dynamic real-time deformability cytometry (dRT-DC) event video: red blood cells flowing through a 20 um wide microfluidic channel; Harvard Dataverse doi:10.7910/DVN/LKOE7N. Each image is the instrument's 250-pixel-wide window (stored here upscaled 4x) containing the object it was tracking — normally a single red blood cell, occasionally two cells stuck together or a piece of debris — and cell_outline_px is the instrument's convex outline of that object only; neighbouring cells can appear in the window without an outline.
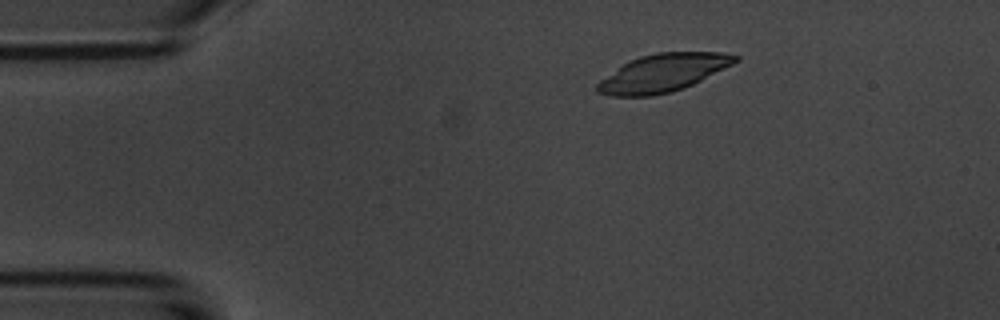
{"species": "common noctule bat (a hibernating species)", "species_latin": "Nyctalus noctula", "temperature_condition": "room temperature", "stored_images_in_passage": 4, "camera_frame_rate_fps": 3000, "um_per_image_px": 0.085, "animal": {"sex": "male", "body_mass_g": 20.1, "forearm_length_mm": 53.5}, "frame": {"image": 1, "passage_image": 2, "time_ms": 2.0, "image_size_px": [1000, 320], "cell_outline_px": [[740, 60], [692, 84], [672, 92], [652, 96], [612, 96], [596, 92], [596, 84], [600, 80], [628, 60], [640, 56], [656, 52], [720, 52], [740, 56]], "centroid_in_image_um": [56.32, 6.19], "position_along_channel_um": 28.7, "area_um2": 30.23}}